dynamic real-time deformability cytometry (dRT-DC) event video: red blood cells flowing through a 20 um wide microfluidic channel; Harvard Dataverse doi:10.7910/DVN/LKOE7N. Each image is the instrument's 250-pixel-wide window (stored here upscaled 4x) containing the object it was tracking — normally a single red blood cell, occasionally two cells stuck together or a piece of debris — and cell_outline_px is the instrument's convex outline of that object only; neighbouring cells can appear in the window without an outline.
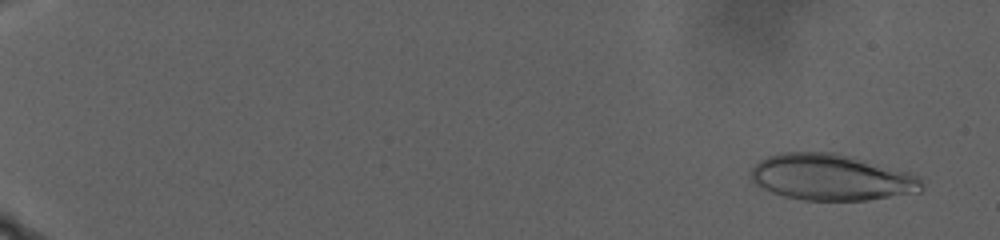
{"species": "human", "species_latin": "Homo sapiens", "temperature_condition": "warm", "stored_images_in_passage": 108, "camera_frame_rate_fps": 3000, "um_per_image_px": 0.085, "donor": {"sex": "male"}, "frame": {"image": 1, "passage_image": 7, "time_ms": 2.0, "image_size_px": [1000, 240], "cell_outline_px": [[924, 188], [920, 192], [868, 200], [804, 200], [784, 196], [772, 192], [756, 184], [748, 176], [748, 172], [760, 160], [768, 156], [784, 152], [836, 152], [852, 156], [908, 172], [920, 176]], "centroid_in_image_um": [70.67, 15.07], "position_along_channel_um": 14.3, "area_um2": 46.24}}
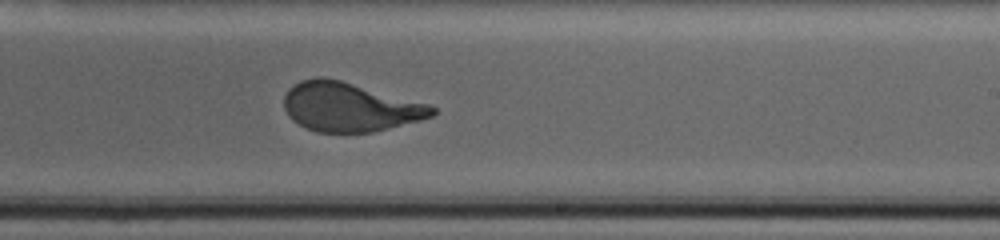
{"frame": {"image": 2, "passage_image": 73, "time_ms": 24.0, "image_size_px": [1000, 240], "cell_outline_px": [[436, 112], [432, 116], [420, 120], [372, 132], [316, 132], [292, 120], [288, 116], [284, 108], [284, 96], [288, 88], [300, 80], [320, 76], [340, 80], [432, 104], [436, 108]], "centroid_in_image_um": [29.73, 9.08], "position_along_channel_um": 259.3, "area_um2": 42.43}}
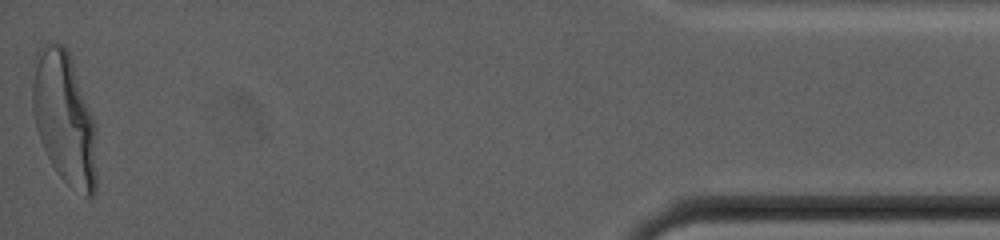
{"frame": {"image": 3, "passage_image": 108, "time_ms": 35.667, "image_size_px": [1000, 240], "cell_outline_px": [[96, 192], [92, 196], [84, 196], [68, 184], [60, 176], [52, 164], [40, 140], [36, 128], [32, 104], [32, 80], [36, 52], [48, 40], [64, 44], [68, 52], [92, 116], [96, 132]], "centroid_in_image_um": [5.46, 10.04], "position_along_channel_um": 429.7, "area_um2": 49.25}}